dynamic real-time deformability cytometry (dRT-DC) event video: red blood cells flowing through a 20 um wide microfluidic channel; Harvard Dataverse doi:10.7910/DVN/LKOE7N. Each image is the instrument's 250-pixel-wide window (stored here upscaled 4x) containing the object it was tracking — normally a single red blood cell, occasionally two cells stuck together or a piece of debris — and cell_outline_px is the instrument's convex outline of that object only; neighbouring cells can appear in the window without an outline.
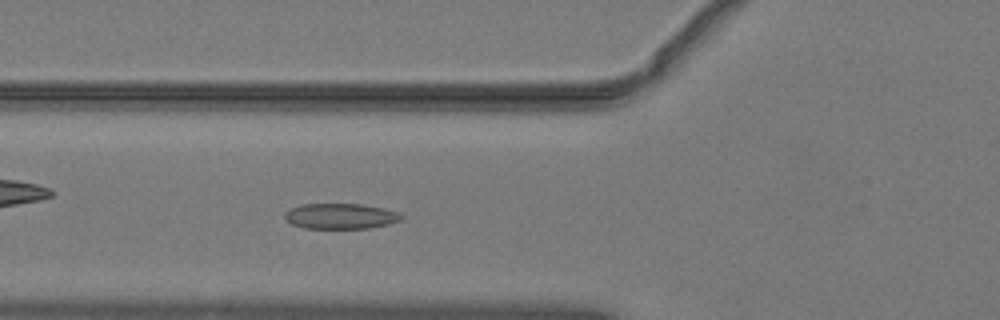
{"species": "common noctule bat (a hibernating species)", "species_latin": "Nyctalus noctula", "temperature_condition": "warm", "stored_images_in_passage": 46, "camera_frame_rate_fps": 3000, "um_per_image_px": 0.085, "animal": {"sex": "male", "body_mass_g": 19.2, "forearm_length_mm": 51.8}, "frame": {"image": 1, "passage_image": 14, "time_ms": 4.333, "image_size_px": [1000, 320], "cell_outline_px": [[404, 220], [388, 224], [368, 228], [304, 228], [292, 224], [284, 220], [284, 212], [288, 208], [300, 204], [360, 204], [384, 208], [400, 212], [404, 216]], "centroid_in_image_um": [28.94, 18.37], "position_along_channel_um": 96.9, "area_um2": 17.63}}
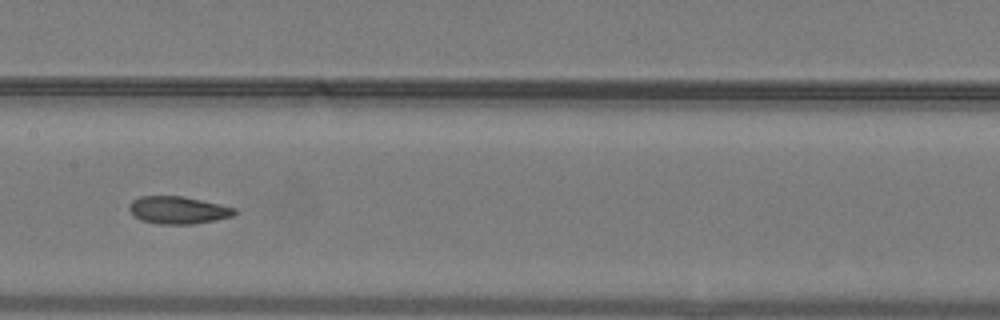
{"frame": {"image": 2, "passage_image": 21, "time_ms": 6.667, "image_size_px": [1000, 320], "cell_outline_px": [[236, 212], [232, 216], [216, 220], [192, 224], [160, 224], [140, 220], [128, 208], [128, 204], [132, 200], [140, 196], [184, 196], [236, 208]], "centroid_in_image_um": [15.12, 17.85], "position_along_channel_um": 192.3, "area_um2": 16.82}}
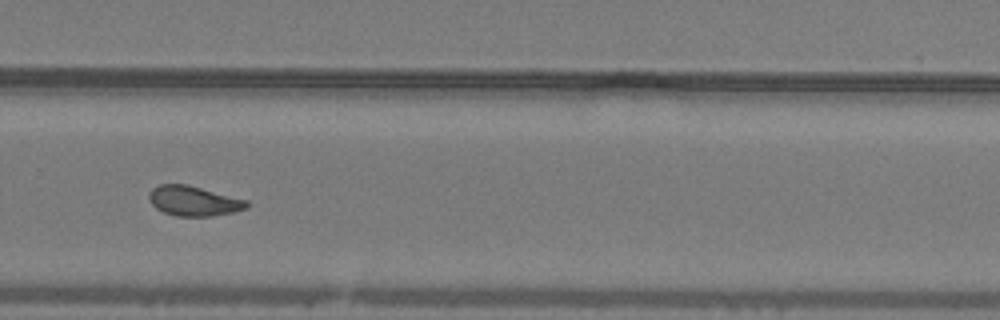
{"frame": {"image": 3, "passage_image": 30, "time_ms": 9.667, "image_size_px": [1000, 320], "cell_outline_px": [[248, 208], [232, 212], [212, 216], [176, 216], [164, 212], [156, 208], [148, 200], [148, 192], [152, 188], [160, 184], [188, 184], [248, 200]], "centroid_in_image_um": [16.45, 17.07], "position_along_channel_um": 313.4, "area_um2": 17.17}, "authors_computed_cell_mechanics": {"area_um2": 17.2533, "velocity_mm_per_s": 4.0561, "shape_relaxation_time_tau1_ms": 8.0229, "shape_relaxation_time_tau2_ms": 1.5431, "deformation_change_tau1": 0.1681, "deformation_change_tau2": 0.0676}}